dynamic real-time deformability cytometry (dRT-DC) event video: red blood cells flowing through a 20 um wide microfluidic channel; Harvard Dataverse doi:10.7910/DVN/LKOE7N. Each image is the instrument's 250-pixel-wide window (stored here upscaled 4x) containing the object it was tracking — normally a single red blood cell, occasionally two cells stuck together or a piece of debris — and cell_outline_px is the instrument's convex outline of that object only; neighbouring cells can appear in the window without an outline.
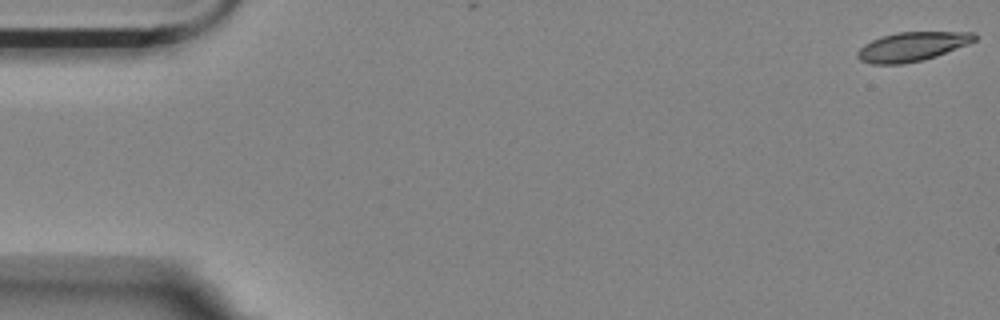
{"species": "Egyptian fruit bat (a non-hibernating species)", "species_latin": "Rousettus aegyptiacus", "temperature_condition": "room temperature", "stored_images_in_passage": 5, "camera_frame_rate_fps": 3000, "um_per_image_px": 0.085, "animal": {"sex": "female"}, "frame": {"image": 1, "passage_image": 1, "time_ms": 0.0, "image_size_px": [1000, 320], "cell_outline_px": [[976, 40], [968, 44], [936, 56], [924, 60], [904, 64], [872, 64], [860, 60], [856, 56], [856, 52], [864, 44], [880, 36], [896, 32], [976, 32]], "centroid_in_image_um": [77.51, 3.96], "position_along_channel_um": 7.5, "area_um2": 20.0}}